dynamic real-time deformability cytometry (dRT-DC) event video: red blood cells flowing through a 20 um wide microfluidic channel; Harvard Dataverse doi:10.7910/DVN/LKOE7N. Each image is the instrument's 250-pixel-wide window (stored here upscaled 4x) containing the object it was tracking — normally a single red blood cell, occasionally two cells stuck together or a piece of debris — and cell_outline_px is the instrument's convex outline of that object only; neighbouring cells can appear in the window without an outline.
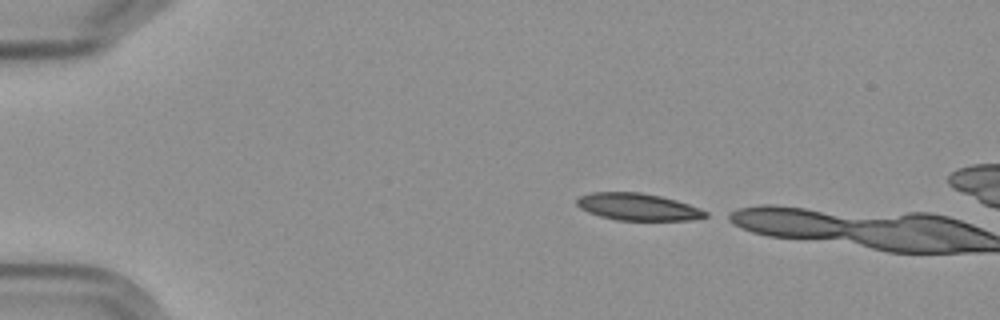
{"species": "Egyptian fruit bat (a non-hibernating species)", "species_latin": "Rousettus aegyptiacus", "temperature_condition": "cold", "stored_images_in_passage": 3, "camera_frame_rate_fps": 3000, "um_per_image_px": 0.085, "frame": {"image": 1, "passage_image": 1, "time_ms": 0.0, "image_size_px": [1000, 320], "cell_outline_px": [[708, 216], [692, 220], [616, 220], [600, 216], [588, 212], [580, 208], [576, 204], [576, 200], [580, 196], [592, 192], [640, 192], [660, 196], [676, 200], [700, 208], [708, 212]], "centroid_in_image_um": [54.22, 17.58], "position_along_channel_um": 30.8, "area_um2": 20.29}}